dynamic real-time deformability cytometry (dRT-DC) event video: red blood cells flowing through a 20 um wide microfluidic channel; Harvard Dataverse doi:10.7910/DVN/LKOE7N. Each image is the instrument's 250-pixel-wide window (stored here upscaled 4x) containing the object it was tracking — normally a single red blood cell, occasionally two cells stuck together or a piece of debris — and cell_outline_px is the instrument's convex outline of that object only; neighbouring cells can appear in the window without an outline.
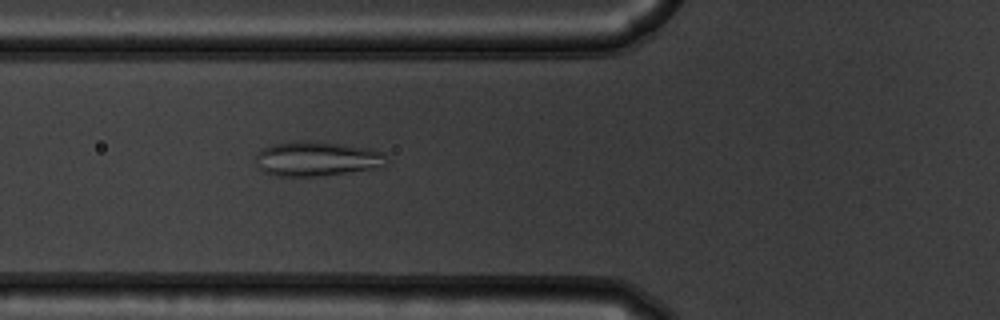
{"species": "common noctule bat (a hibernating species)", "species_latin": "Nyctalus noctula", "temperature_condition": "warm", "stored_images_in_passage": 55, "camera_frame_rate_fps": 3000, "um_per_image_px": 0.085, "animal": {"sex": "male", "body_mass_g": 19.5, "forearm_length_mm": 54.6}, "frame": {"image": 1, "passage_image": 21, "time_ms": 6.667, "image_size_px": [1000, 320], "cell_outline_px": [[388, 160], [380, 168], [312, 176], [276, 176], [264, 172], [256, 164], [256, 156], [260, 148], [272, 144], [300, 140], [312, 140], [372, 148], [384, 152]], "centroid_in_image_um": [26.93, 13.47], "position_along_channel_um": 98.9, "area_um2": 26.7}}
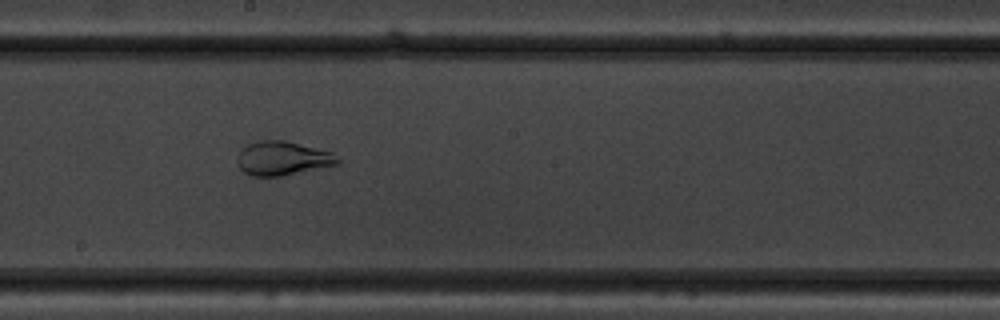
{"frame": {"image": 2, "passage_image": 31, "time_ms": 10.0, "image_size_px": [1000, 320], "cell_outline_px": [[340, 164], [280, 176], [252, 176], [244, 172], [240, 168], [236, 160], [240, 152], [248, 144], [260, 140], [284, 140], [332, 152], [340, 160]], "centroid_in_image_um": [24.02, 13.46], "position_along_channel_um": 224.2, "area_um2": 19.71}}
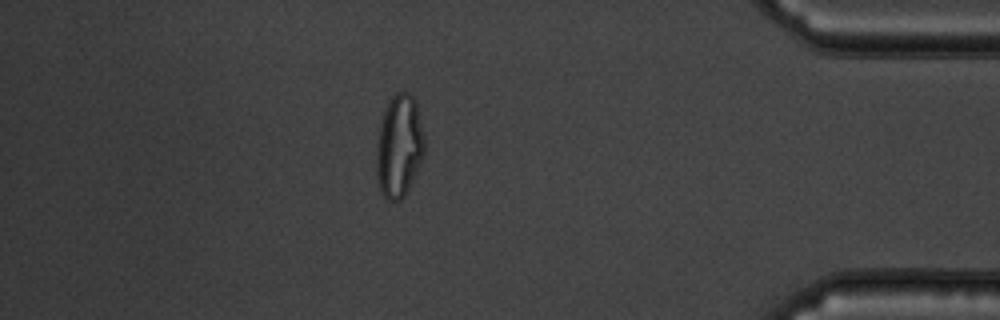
{"frame": {"image": 3, "passage_image": 48, "time_ms": 15.667, "image_size_px": [1000, 320], "cell_outline_px": [[424, 152], [412, 180], [404, 196], [400, 200], [388, 200], [380, 192], [376, 172], [376, 148], [380, 124], [384, 108], [388, 100], [396, 92], [408, 92], [416, 100], [424, 136]], "centroid_in_image_um": [33.9, 12.38], "position_along_channel_um": 401.3, "area_um2": 28.73}}